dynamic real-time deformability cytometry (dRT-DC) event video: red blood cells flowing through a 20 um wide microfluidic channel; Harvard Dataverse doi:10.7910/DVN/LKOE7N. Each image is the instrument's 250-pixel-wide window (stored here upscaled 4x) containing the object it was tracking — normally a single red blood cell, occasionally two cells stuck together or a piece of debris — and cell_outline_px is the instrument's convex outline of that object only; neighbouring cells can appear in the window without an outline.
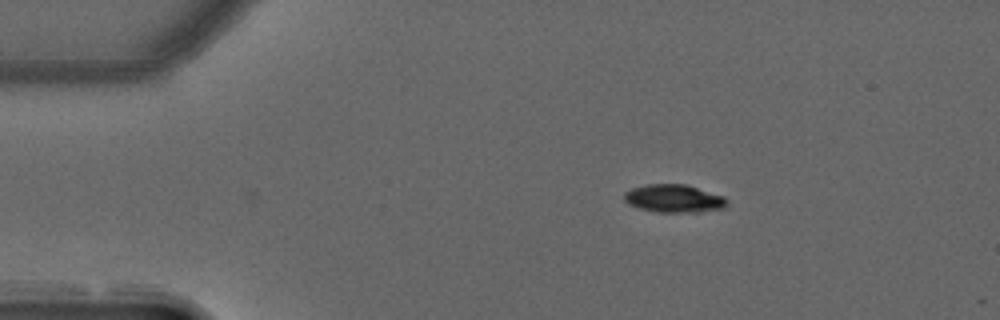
{"species": "common noctule bat (a hibernating species)", "species_latin": "Nyctalus noctula", "temperature_condition": "warm", "stored_images_in_passage": 14, "camera_frame_rate_fps": 3000, "um_per_image_px": 0.085, "animal": {"sex": "male", "forearm_length_mm": 52.5}, "frame": {"image": 1, "passage_image": 1, "time_ms": 0.0, "image_size_px": [1000, 320], "cell_outline_px": [[728, 204], [724, 208], [700, 212], [656, 212], [640, 208], [628, 204], [624, 200], [624, 192], [632, 188], [644, 184], [688, 184], [724, 196], [728, 200]], "centroid_in_image_um": [57.3, 16.86], "position_along_channel_um": 27.7, "area_um2": 16.99}}
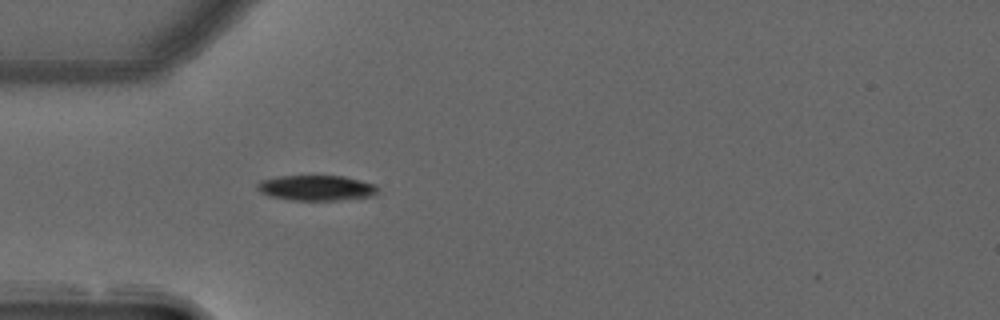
{"frame": {"image": 2, "passage_image": 8, "time_ms": 2.333, "image_size_px": [1000, 320], "cell_outline_px": [[376, 192], [372, 196], [336, 200], [292, 200], [272, 196], [260, 192], [256, 188], [256, 184], [260, 180], [276, 176], [344, 176], [376, 184]], "centroid_in_image_um": [26.85, 15.96], "position_along_channel_um": 58.2, "area_um2": 17.69}}